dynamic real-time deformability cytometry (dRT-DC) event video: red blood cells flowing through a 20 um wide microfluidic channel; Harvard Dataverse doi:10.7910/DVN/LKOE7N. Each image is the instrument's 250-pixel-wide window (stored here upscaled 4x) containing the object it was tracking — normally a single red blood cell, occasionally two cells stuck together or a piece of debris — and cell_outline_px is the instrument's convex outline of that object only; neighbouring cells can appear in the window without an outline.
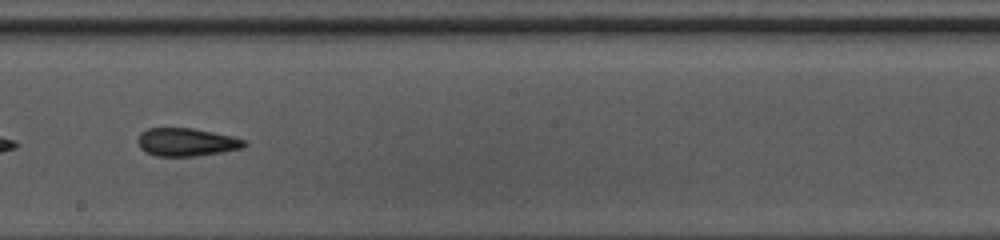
{"species": "common noctule bat (a hibernating species)", "species_latin": "Nyctalus noctula", "temperature_condition": "warm", "stored_images_in_passage": 36, "camera_frame_rate_fps": 3000, "um_per_image_px": 0.085, "animal": {"sex": "female", "body_mass_g": 10.0, "forearm_length_mm": 53.1}, "frame": {"image": 1, "passage_image": 16, "time_ms": 5.0, "image_size_px": [1000, 240], "cell_outline_px": [[248, 144], [244, 148], [220, 152], [192, 156], [156, 156], [144, 152], [140, 148], [136, 140], [140, 132], [148, 128], [192, 128], [232, 136], [244, 140]], "centroid_in_image_um": [15.81, 12.08], "position_along_channel_um": 232.4, "area_um2": 17.46}, "authors_computed_cell_mechanics": {"area_um2": 17.8024, "velocity_mm_per_s": 4.2734, "shape_relaxation_time_tau1_ms": 6.7648, "shape_relaxation_time_tau2_ms": 3.8159, "deformation_change_tau1": 0.1501, "deformation_change_tau2": 0.1352}}